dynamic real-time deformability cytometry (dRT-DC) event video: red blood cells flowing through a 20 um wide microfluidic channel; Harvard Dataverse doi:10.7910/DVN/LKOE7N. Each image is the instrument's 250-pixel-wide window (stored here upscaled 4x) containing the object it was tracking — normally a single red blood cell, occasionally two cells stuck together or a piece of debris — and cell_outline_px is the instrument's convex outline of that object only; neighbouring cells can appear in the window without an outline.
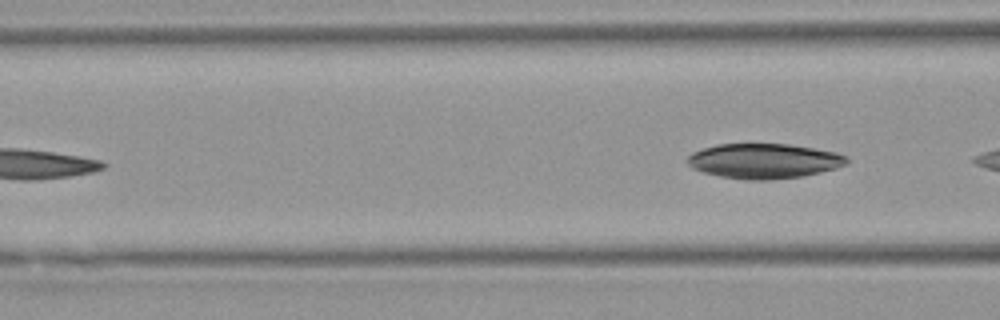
{"species": "Egyptian fruit bat (a non-hibernating species)", "species_latin": "Rousettus aegyptiacus", "temperature_condition": "warm", "stored_images_in_passage": 3, "segment_of_instrument_passage": [2, 2], "camera_frame_rate_fps": 3000, "um_per_image_px": 0.085, "animal": {"sex": "female"}, "frame": {"image": 1, "passage_image": 3, "time_ms": 2.667, "image_size_px": [1000, 320], "cell_outline_px": [[848, 164], [836, 168], [820, 172], [800, 176], [768, 180], [748, 180], [720, 176], [704, 172], [692, 168], [688, 164], [688, 156], [692, 152], [716, 144], [788, 144], [836, 152], [848, 156]], "centroid_in_image_um": [64.95, 13.68], "position_along_channel_um": 101.7, "area_um2": 32.31}}